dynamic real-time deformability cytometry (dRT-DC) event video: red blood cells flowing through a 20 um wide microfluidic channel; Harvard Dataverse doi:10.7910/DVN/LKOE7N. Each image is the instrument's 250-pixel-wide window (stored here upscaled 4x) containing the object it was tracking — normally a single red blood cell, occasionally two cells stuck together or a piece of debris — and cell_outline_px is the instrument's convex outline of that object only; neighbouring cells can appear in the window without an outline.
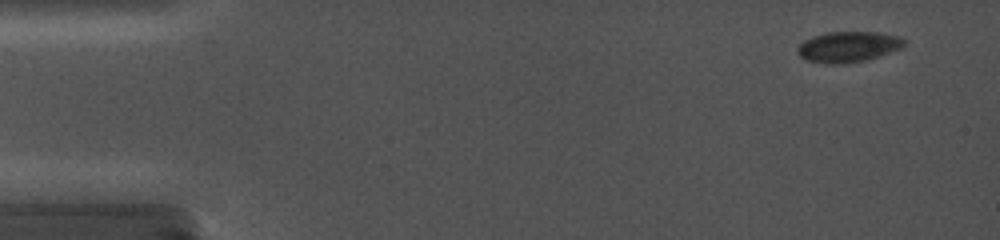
{"species": "common noctule bat (a hibernating species)", "species_latin": "Nyctalus noctula", "temperature_condition": "cold", "stored_images_in_passage": 31, "camera_frame_rate_fps": 5000, "um_per_image_px": 0.085, "animal": {"sex": "female", "body_mass_g": 19.0, "forearm_length_mm": 56.7}, "frame": {"image": 1, "passage_image": 2, "time_ms": 0.6, "image_size_px": [1000, 240], "cell_outline_px": [[908, 44], [904, 48], [880, 56], [864, 60], [844, 64], [828, 64], [804, 60], [796, 52], [796, 48], [804, 40], [812, 36], [828, 32], [880, 32], [900, 36], [908, 40]], "centroid_in_image_um": [72.15, 3.97], "position_along_channel_um": 12.9, "area_um2": 19.59}}
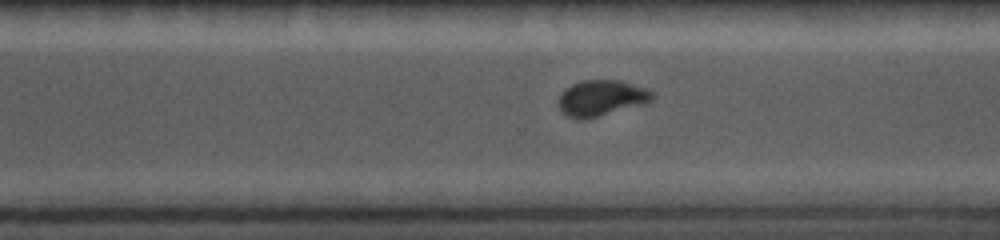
{"frame": {"image": 2, "passage_image": 20, "time_ms": 11.8, "image_size_px": [1000, 240], "cell_outline_px": [[656, 96], [652, 100], [644, 104], [580, 120], [568, 116], [560, 108], [556, 100], [564, 88], [572, 84], [584, 80], [620, 80], [656, 92]], "centroid_in_image_um": [51.11, 8.31], "position_along_channel_um": 319.5, "area_um2": 19.54}}
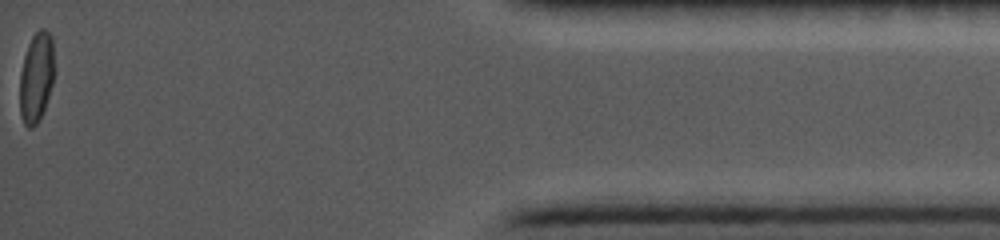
{"frame": {"image": 3, "passage_image": 31, "time_ms": 16.2, "image_size_px": [1000, 240], "cell_outline_px": [[56, 72], [40, 120], [32, 128], [28, 128], [24, 124], [20, 116], [20, 72], [24, 56], [28, 44], [32, 36], [40, 28], [44, 28], [52, 36]], "centroid_in_image_um": [3.11, 6.55], "position_along_channel_um": 432.1, "area_um2": 18.55}}